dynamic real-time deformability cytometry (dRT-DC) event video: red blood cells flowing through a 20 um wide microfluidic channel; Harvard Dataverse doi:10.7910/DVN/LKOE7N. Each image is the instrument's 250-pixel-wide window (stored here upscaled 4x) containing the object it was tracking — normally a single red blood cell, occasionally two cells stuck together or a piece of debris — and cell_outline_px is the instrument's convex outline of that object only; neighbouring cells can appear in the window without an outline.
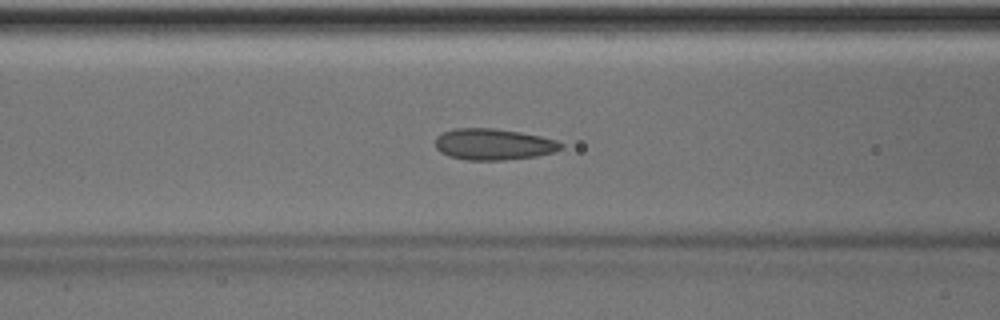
{"species": "Egyptian fruit bat (a non-hibernating species)", "species_latin": "Rousettus aegyptiacus", "temperature_condition": "room temperature", "stored_images_in_passage": 50, "camera_frame_rate_fps": 3000, "um_per_image_px": 0.085, "animal": {"sex": "male"}, "frame": {"image": 1, "passage_image": 20, "time_ms": 6.333, "image_size_px": [1000, 320], "cell_outline_px": [[564, 148], [556, 152], [536, 156], [500, 160], [468, 160], [448, 156], [440, 152], [436, 148], [436, 136], [452, 128], [492, 128], [520, 132], [540, 136], [556, 140], [564, 144]], "centroid_in_image_um": [41.96, 12.26], "position_along_channel_um": 124.6, "area_um2": 23.0}}
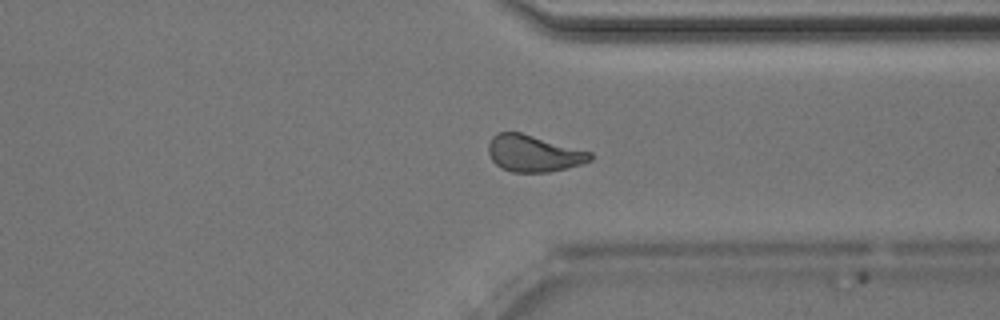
{"frame": {"image": 2, "passage_image": 38, "time_ms": 12.333, "image_size_px": [1000, 320], "cell_outline_px": [[592, 160], [568, 168], [548, 172], [512, 172], [500, 168], [492, 160], [488, 152], [488, 144], [492, 136], [496, 132], [520, 132], [592, 152]], "centroid_in_image_um": [45.33, 13.04], "position_along_channel_um": 366.1, "area_um2": 21.79}}
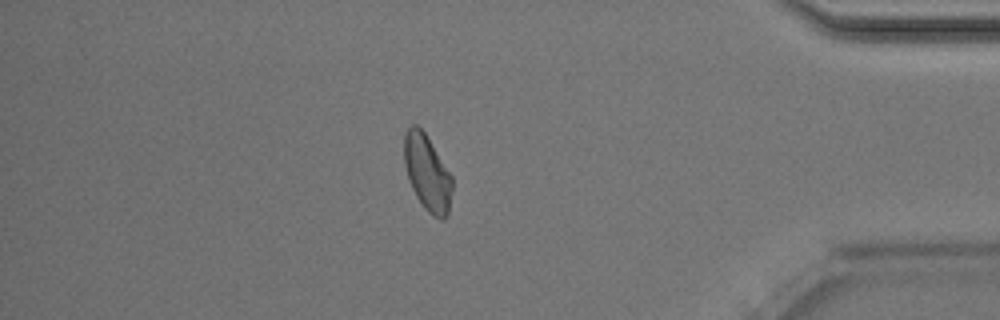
{"frame": {"image": 3, "passage_image": 43, "time_ms": 14.0, "image_size_px": [1000, 320], "cell_outline_px": [[452, 188], [448, 216], [444, 220], [440, 220], [432, 216], [424, 208], [416, 196], [412, 188], [404, 164], [404, 136], [408, 128], [412, 124], [416, 124], [424, 132], [452, 176]], "centroid_in_image_um": [36.32, 14.73], "position_along_channel_um": 398.9, "area_um2": 21.15}, "authors_computed_cell_mechanics": {"area_um2": 22.2819, "velocity_mm_per_s": 4.0194, "shape_relaxation_time_tau1_ms": 9.2716, "shape_relaxation_time_tau2_ms": 1.3307, "deformation_change_tau1": 0.1468, "deformation_change_tau2": 0.0574}}